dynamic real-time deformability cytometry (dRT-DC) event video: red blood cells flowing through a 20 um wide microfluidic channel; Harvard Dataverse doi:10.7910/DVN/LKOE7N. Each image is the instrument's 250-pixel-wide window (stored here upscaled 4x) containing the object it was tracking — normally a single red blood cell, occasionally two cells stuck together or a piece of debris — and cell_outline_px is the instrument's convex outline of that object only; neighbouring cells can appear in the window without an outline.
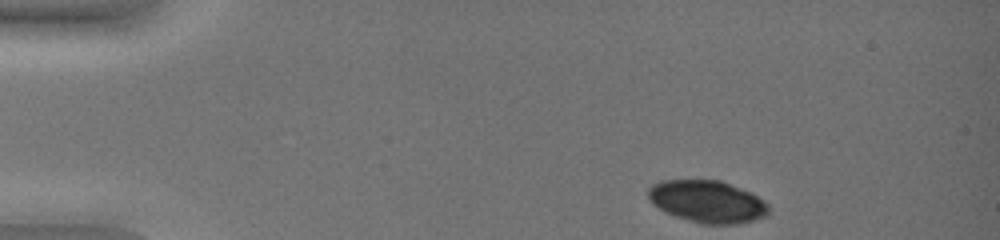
{"species": "common noctule bat (a hibernating species)", "species_latin": "Nyctalus noctula", "temperature_condition": "warm", "stored_images_in_passage": 6, "camera_frame_rate_fps": 3000, "um_per_image_px": 0.085, "animal": {"sex": "female", "body_mass_g": 19.0, "forearm_length_mm": 51.5}, "frame": {"image": 1, "passage_image": 1, "time_ms": 0.0, "image_size_px": [1000, 240], "cell_outline_px": [[768, 216], [756, 220], [740, 224], [700, 224], [664, 212], [652, 204], [648, 196], [648, 188], [652, 184], [660, 180], [720, 180], [740, 188], [764, 200], [768, 204]], "centroid_in_image_um": [60.11, 17.14], "position_along_channel_um": 24.9, "area_um2": 29.82}}
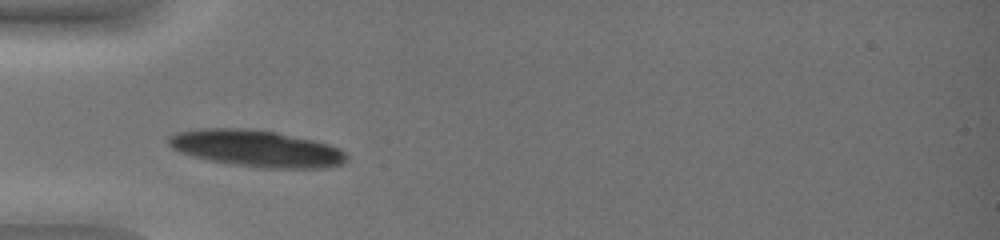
{"frame": {"image": 2, "passage_image": 5, "time_ms": 1.333, "image_size_px": [1000, 240], "cell_outline_px": [[348, 160], [344, 164], [328, 168], [260, 168], [232, 164], [208, 160], [192, 156], [180, 152], [172, 148], [168, 144], [168, 136], [176, 132], [200, 128], [248, 128], [276, 132], [312, 140], [328, 144], [340, 148], [348, 156]], "centroid_in_image_um": [21.8, 12.62], "position_along_channel_um": 63.2, "area_um2": 38.38}}